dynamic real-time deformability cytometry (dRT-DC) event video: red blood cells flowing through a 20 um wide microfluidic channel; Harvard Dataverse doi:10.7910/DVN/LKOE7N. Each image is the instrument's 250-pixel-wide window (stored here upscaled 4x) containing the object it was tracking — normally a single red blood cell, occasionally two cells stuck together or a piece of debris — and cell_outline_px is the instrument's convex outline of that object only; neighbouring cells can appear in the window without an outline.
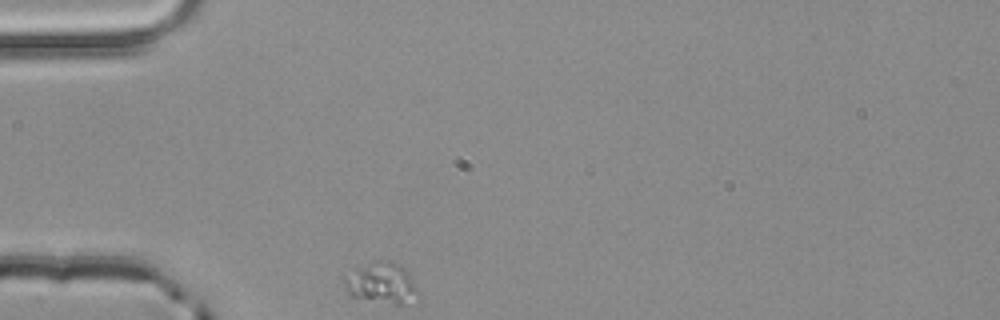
{"species": "common noctule bat (a hibernating species)", "species_latin": "Nyctalus noctula", "temperature_condition": "room temperature", "stored_images_in_passage": 1, "camera_frame_rate_fps": 3000, "um_per_image_px": 0.085, "animal": {"sex": "male", "body_mass_g": 20.4}, "frame": {"image": 1, "passage_image": 1, "time_ms": 0.0, "image_size_px": [1000, 320], "cell_outline_px": [[420, 292], [404, 304], [396, 304], [348, 296], [340, 276], [368, 264], [380, 260], [392, 260], [400, 264], [408, 272]], "centroid_in_image_um": [32.38, 24.04], "position_along_channel_um": 52.6, "area_um2": 17.63}}